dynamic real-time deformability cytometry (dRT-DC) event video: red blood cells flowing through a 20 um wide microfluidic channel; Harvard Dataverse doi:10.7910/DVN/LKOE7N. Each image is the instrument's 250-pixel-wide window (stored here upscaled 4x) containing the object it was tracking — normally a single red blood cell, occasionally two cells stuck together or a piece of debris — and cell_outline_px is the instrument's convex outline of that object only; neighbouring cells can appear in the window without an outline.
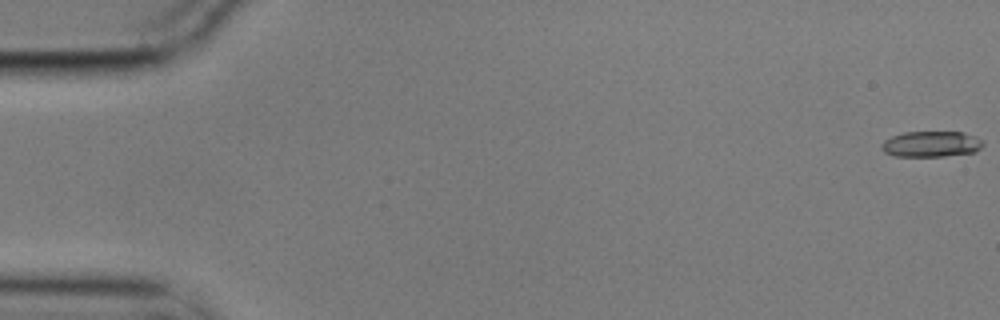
{"species": "common noctule bat (a hibernating species)", "species_latin": "Nyctalus noctula", "temperature_condition": "cold", "stored_images_in_passage": 57, "camera_frame_rate_fps": 3000, "um_per_image_px": 0.085, "animal": {"sex": "male", "body_mass_g": 17.9}, "frame": {"image": 1, "passage_image": 1, "time_ms": 0.0, "image_size_px": [1000, 320], "cell_outline_px": [[984, 144], [976, 152], [944, 156], [892, 156], [884, 152], [880, 148], [880, 144], [884, 140], [892, 136], [904, 132], [960, 132], [976, 136], [984, 140]], "centroid_in_image_um": [79.15, 12.25], "position_along_channel_um": 5.9, "area_um2": 15.43}}
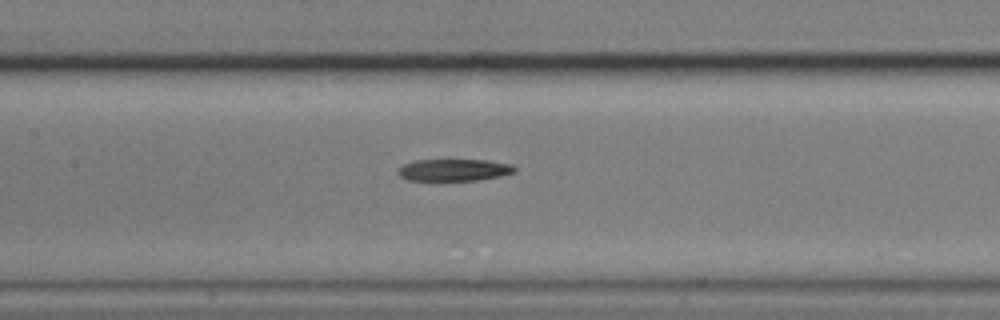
{"frame": {"image": 2, "passage_image": 27, "time_ms": 8.667, "image_size_px": [1000, 320], "cell_outline_px": [[516, 172], [500, 176], [480, 180], [408, 180], [400, 176], [396, 172], [396, 168], [412, 160], [488, 160], [512, 164], [516, 168]], "centroid_in_image_um": [38.58, 14.44], "position_along_channel_um": 168.8, "area_um2": 15.09}}
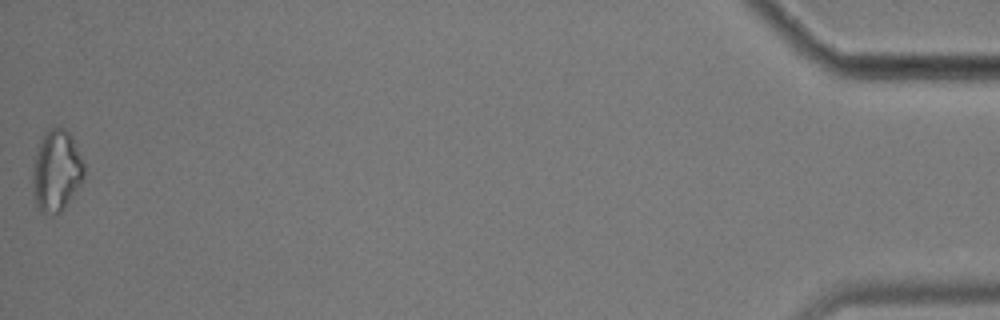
{"frame": {"image": 3, "passage_image": 57, "time_ms": 18.667, "image_size_px": [1000, 320], "cell_outline_px": [[84, 176], [80, 184], [64, 208], [56, 216], [52, 216], [40, 212], [36, 204], [32, 192], [32, 172], [36, 152], [40, 140], [52, 128], [64, 128], [72, 136], [84, 164]], "centroid_in_image_um": [4.78, 14.58], "position_along_channel_um": 430.4, "area_um2": 24.39}}